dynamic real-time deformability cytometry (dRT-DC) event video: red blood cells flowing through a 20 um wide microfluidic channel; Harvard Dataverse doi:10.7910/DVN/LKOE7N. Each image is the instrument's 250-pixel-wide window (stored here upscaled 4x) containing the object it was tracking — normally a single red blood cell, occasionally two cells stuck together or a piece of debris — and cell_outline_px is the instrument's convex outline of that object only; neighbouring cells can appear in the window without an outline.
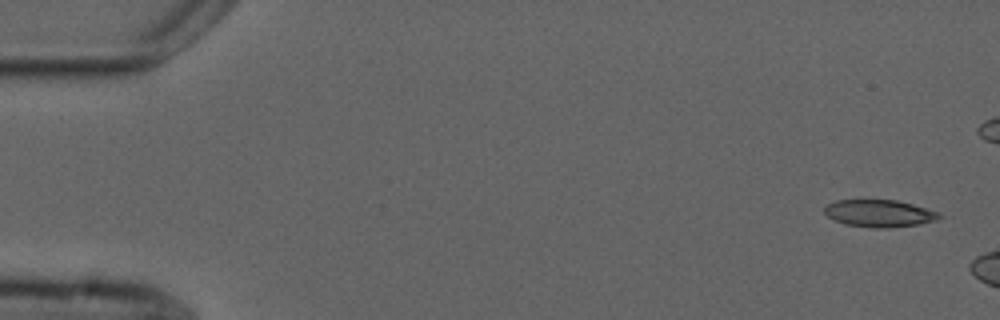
{"species": "common noctule bat (a hibernating species)", "species_latin": "Nyctalus noctula", "temperature_condition": "cold", "stored_images_in_passage": 5, "camera_frame_rate_fps": 3000, "um_per_image_px": 0.085, "animal": {"sex": "male", "forearm_length_mm": 52.5}, "frame": {"image": 1, "passage_image": 5, "time_ms": 6.333, "image_size_px": [1000, 320], "cell_outline_px": [[944, 216], [936, 220], [916, 224], [888, 228], [876, 228], [844, 224], [828, 216], [824, 212], [824, 208], [828, 204], [836, 200], [896, 200], [912, 204], [936, 212]], "centroid_in_image_um": [74.72, 18.13], "position_along_channel_um": 10.3, "area_um2": 17.92}}